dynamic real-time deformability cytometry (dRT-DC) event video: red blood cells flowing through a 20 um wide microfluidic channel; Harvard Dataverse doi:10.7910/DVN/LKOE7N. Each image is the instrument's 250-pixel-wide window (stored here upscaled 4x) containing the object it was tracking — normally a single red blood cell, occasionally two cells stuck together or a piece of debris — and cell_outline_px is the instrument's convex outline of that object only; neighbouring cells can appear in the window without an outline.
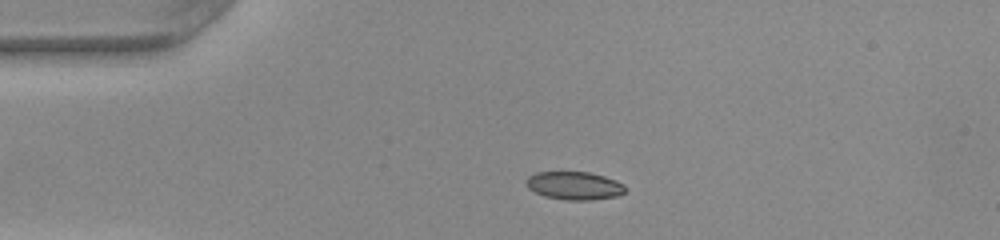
{"species": "common noctule bat (a hibernating species)", "species_latin": "Nyctalus noctula", "temperature_condition": "warm", "stored_images_in_passage": 40, "camera_frame_rate_fps": 3000, "um_per_image_px": 0.085, "animal": {"sex": "female", "body_mass_g": 22.0, "forearm_length_mm": 56.7}, "frame": {"image": 1, "passage_image": 1, "time_ms": 0.0, "image_size_px": [1000, 240], "cell_outline_px": [[624, 192], [616, 196], [592, 200], [568, 200], [544, 196], [528, 188], [524, 180], [528, 176], [536, 172], [588, 172], [604, 176], [616, 180], [624, 184]], "centroid_in_image_um": [48.79, 15.77], "position_along_channel_um": 36.2, "area_um2": 16.18}}
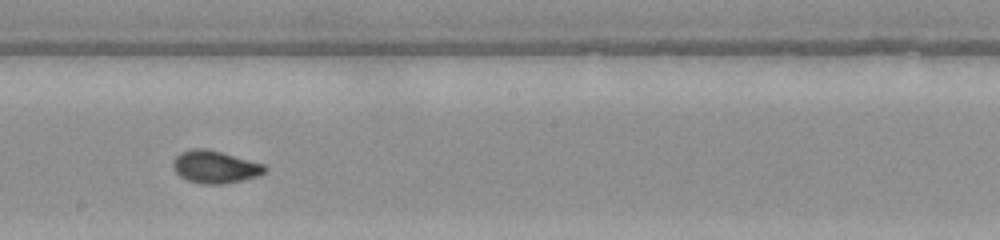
{"frame": {"image": 2, "passage_image": 18, "time_ms": 5.667, "image_size_px": [1000, 240], "cell_outline_px": [[268, 168], [264, 172], [256, 176], [224, 184], [200, 184], [188, 180], [180, 176], [176, 172], [172, 164], [176, 156], [180, 152], [192, 148], [204, 148], [220, 152], [264, 164]], "centroid_in_image_um": [18.25, 14.18], "position_along_channel_um": 230.0, "area_um2": 17.17}}
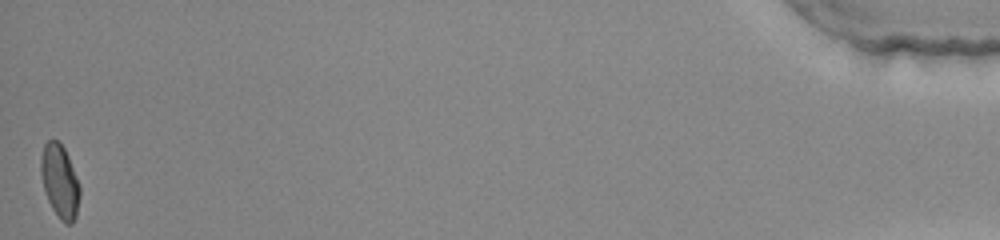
{"frame": {"image": 3, "passage_image": 40, "time_ms": 13.0, "image_size_px": [1000, 240], "cell_outline_px": [[80, 196], [76, 216], [72, 224], [64, 224], [60, 220], [52, 208], [48, 200], [44, 188], [40, 172], [40, 156], [44, 144], [48, 140], [56, 140], [64, 148], [68, 156], [80, 184]], "centroid_in_image_um": [5.09, 15.42], "position_along_channel_um": 430.1, "area_um2": 16.76}, "authors_computed_cell_mechanics": {"area_um2": 16.5597, "velocity_mm_per_s": 4.0697, "shape_relaxation_time_tau1_ms": 6.7642, "shape_relaxation_time_tau2_ms": null, "deformation_change_tau1": 0.2084, "deformation_change_tau2": null}}